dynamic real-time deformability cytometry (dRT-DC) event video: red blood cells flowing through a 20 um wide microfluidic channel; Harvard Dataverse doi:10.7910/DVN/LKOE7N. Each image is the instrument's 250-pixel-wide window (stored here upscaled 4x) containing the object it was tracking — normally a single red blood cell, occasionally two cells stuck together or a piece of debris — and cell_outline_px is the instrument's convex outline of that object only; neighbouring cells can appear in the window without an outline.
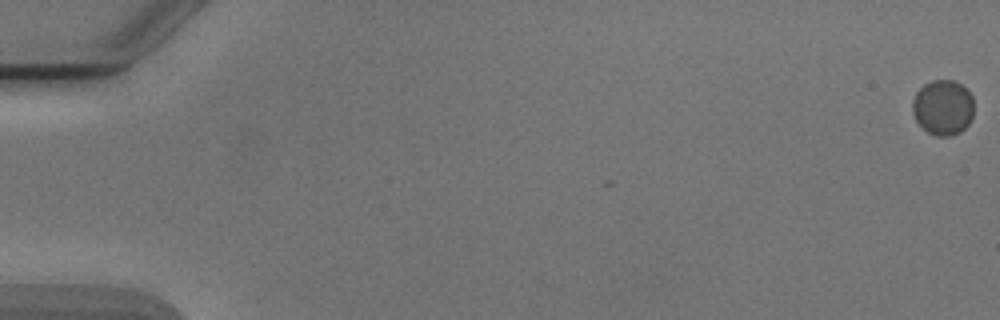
{"species": "Egyptian fruit bat (a non-hibernating species)", "species_latin": "Rousettus aegyptiacus", "temperature_condition": "cold", "stored_images_in_passage": 7, "camera_frame_rate_fps": 3000, "um_per_image_px": 0.085, "animal": {"sex": "male"}, "frame": {"image": 1, "passage_image": 1, "time_ms": 0.0, "image_size_px": [1000, 320], "cell_outline_px": [[972, 120], [960, 132], [948, 136], [936, 136], [928, 132], [916, 120], [912, 112], [912, 100], [916, 92], [924, 84], [932, 80], [956, 80], [972, 96]], "centroid_in_image_um": [80.13, 9.13], "position_along_channel_um": 4.9, "area_um2": 19.71}}